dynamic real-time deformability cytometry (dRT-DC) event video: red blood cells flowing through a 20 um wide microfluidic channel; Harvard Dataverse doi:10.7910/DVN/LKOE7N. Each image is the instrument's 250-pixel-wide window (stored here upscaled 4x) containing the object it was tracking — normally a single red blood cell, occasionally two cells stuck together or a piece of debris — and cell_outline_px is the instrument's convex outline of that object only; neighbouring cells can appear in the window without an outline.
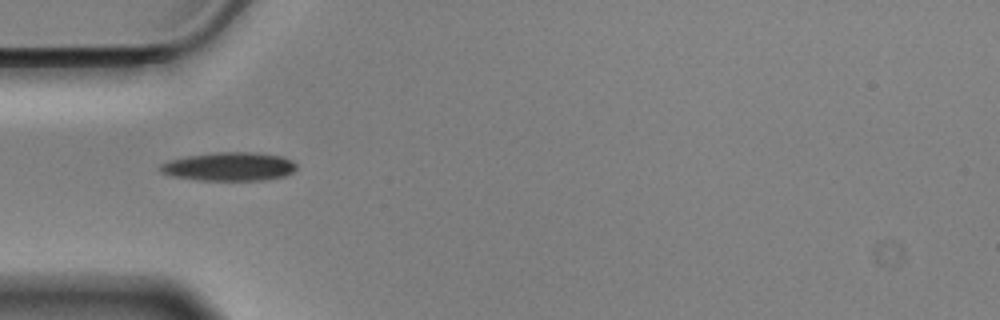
{"species": "Egyptian fruit bat (a non-hibernating species)", "species_latin": "Rousettus aegyptiacus", "temperature_condition": "cold", "stored_images_in_passage": 4, "camera_frame_rate_fps": 3000, "um_per_image_px": 0.085, "animal": {"sex": "male"}, "frame": {"image": 1, "passage_image": 1, "time_ms": 0.0, "image_size_px": [1000, 320], "cell_outline_px": [[296, 168], [292, 172], [284, 176], [264, 180], [196, 180], [172, 176], [160, 172], [156, 168], [160, 164], [168, 160], [188, 156], [216, 152], [256, 152], [284, 156], [292, 160], [296, 164]], "centroid_in_image_um": [19.46, 14.15], "position_along_channel_um": 65.5, "area_um2": 22.95}}